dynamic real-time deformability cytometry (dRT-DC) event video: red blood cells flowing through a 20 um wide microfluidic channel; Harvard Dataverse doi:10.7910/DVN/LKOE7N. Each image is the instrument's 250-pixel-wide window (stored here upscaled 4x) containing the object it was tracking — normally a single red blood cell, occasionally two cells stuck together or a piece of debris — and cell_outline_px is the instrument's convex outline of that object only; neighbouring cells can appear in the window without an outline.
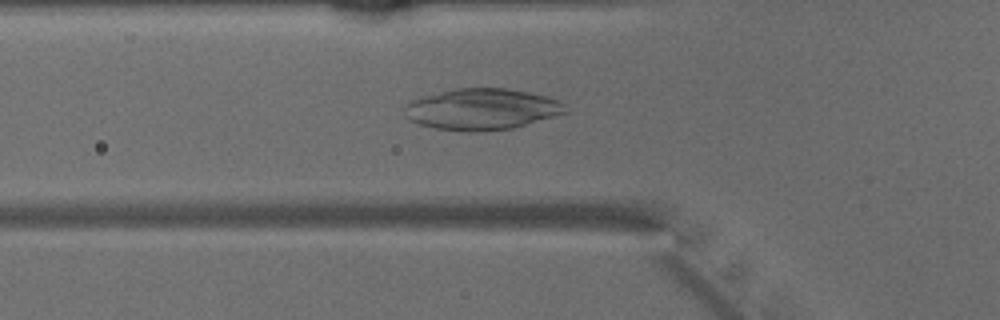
{"species": "common noctule bat (a hibernating species)", "species_latin": "Nyctalus noctula", "temperature_condition": "warm", "stored_images_in_passage": 42, "camera_frame_rate_fps": 3000, "um_per_image_px": 0.085, "animal": {"sex": "male", "body_mass_g": 15.6}, "frame": {"image": 1, "passage_image": 13, "time_ms": 4.0, "image_size_px": [1000, 320], "cell_outline_px": [[568, 112], [556, 116], [512, 128], [476, 132], [468, 132], [436, 128], [420, 124], [408, 120], [404, 116], [404, 108], [412, 100], [420, 96], [456, 88], [508, 88], [548, 96], [560, 100], [564, 104]], "centroid_in_image_um": [40.96, 9.28], "position_along_channel_um": 84.8, "area_um2": 38.9}}
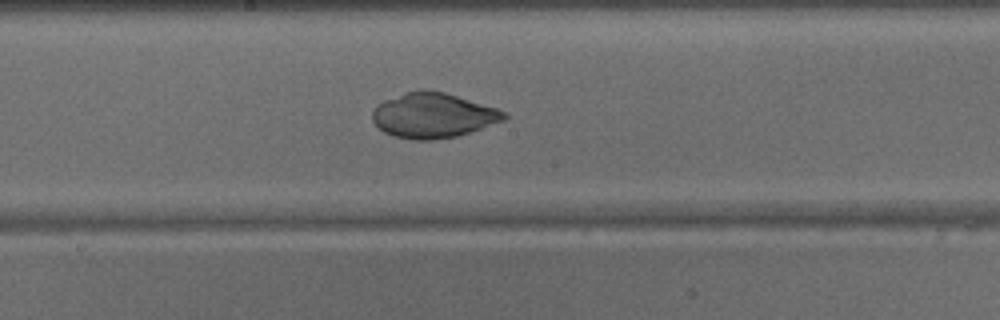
{"frame": {"image": 2, "passage_image": 22, "time_ms": 7.0, "image_size_px": [1000, 320], "cell_outline_px": [[508, 116], [504, 120], [456, 136], [432, 140], [412, 140], [392, 136], [384, 132], [372, 120], [372, 112], [376, 104], [384, 100], [404, 92], [420, 88], [424, 88], [444, 92], [496, 108], [508, 112]], "centroid_in_image_um": [36.77, 9.79], "position_along_channel_um": 211.4, "area_um2": 34.62}}
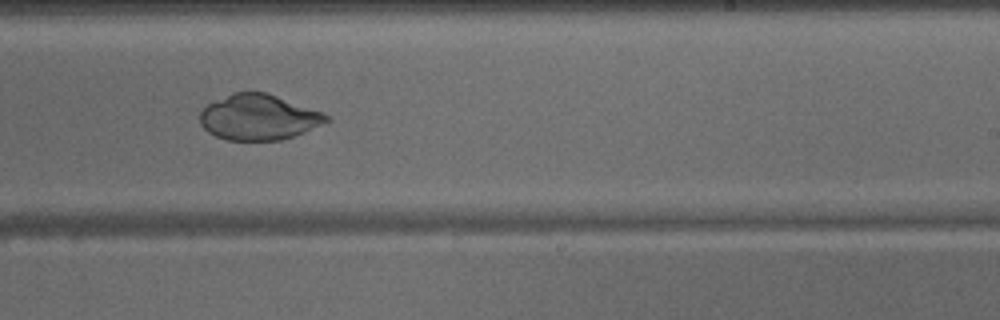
{"frame": {"image": 3, "passage_image": 26, "time_ms": 8.333, "image_size_px": [1000, 320], "cell_outline_px": [[332, 120], [304, 132], [280, 140], [228, 140], [216, 136], [208, 132], [200, 124], [200, 112], [208, 104], [232, 92], [268, 92], [324, 112]], "centroid_in_image_um": [22.01, 9.95], "position_along_channel_um": 267.0, "area_um2": 33.64}}